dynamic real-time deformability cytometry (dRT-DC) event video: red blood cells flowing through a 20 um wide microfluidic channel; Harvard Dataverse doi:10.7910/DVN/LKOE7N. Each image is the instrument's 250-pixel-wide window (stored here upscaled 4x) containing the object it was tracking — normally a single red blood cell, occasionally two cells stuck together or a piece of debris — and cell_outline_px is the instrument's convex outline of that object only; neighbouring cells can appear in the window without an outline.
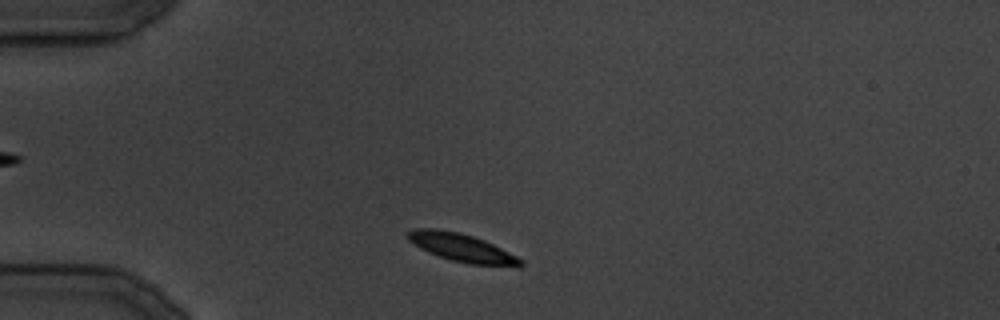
{"species": "common noctule bat (a hibernating species)", "species_latin": "Nyctalus noctula", "temperature_condition": "cold", "stored_images_in_passage": 6, "camera_frame_rate_fps": 3000, "um_per_image_px": 0.085, "animal": {"sex": "male", "body_mass_g": 19.5, "forearm_length_mm": 54.6}, "frame": {"image": 1, "passage_image": 2, "time_ms": 1.333, "image_size_px": [1000, 320], "cell_outline_px": [[524, 264], [520, 268], [516, 268], [468, 264], [452, 260], [428, 252], [420, 248], [408, 240], [404, 236], [412, 228], [436, 228], [460, 232], [484, 240], [524, 260]], "centroid_in_image_um": [39.28, 21.07], "position_along_channel_um": 45.7, "area_um2": 18.84}}